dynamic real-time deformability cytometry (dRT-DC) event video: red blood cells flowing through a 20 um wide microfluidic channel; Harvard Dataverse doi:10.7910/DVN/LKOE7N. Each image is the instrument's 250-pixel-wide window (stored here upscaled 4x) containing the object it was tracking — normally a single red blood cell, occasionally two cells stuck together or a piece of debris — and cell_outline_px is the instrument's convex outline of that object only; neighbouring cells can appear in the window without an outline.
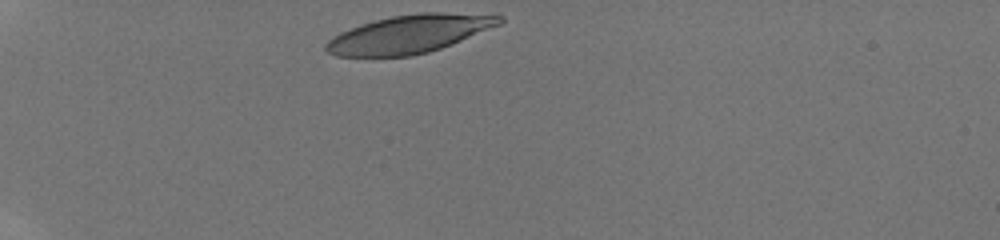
{"species": "human", "species_latin": "Homo sapiens", "temperature_condition": "room temperature", "stored_images_in_passage": 19, "camera_frame_rate_fps": 3000, "um_per_image_px": 0.085, "donor": {"sex": "male"}, "frame": {"image": 1, "passage_image": 1, "time_ms": 0.0, "image_size_px": [1000, 240], "cell_outline_px": [[504, 20], [500, 24], [440, 48], [428, 52], [412, 56], [336, 56], [328, 52], [324, 48], [324, 44], [332, 36], [340, 32], [360, 24], [392, 16], [420, 12], [440, 12], [504, 16]], "centroid_in_image_um": [34.73, 2.89], "position_along_channel_um": 50.3, "area_um2": 38.15}}
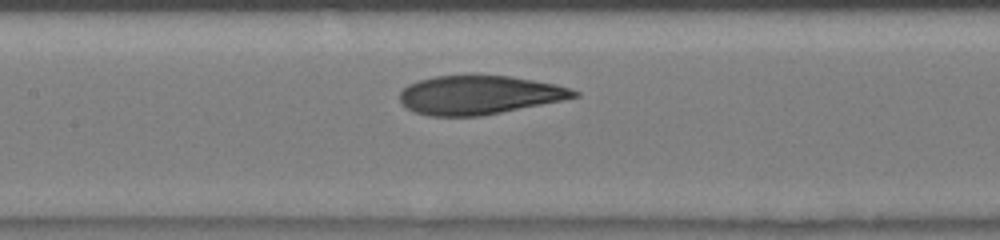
{"frame": {"image": 2, "passage_image": 9, "time_ms": 4.0, "image_size_px": [1000, 240], "cell_outline_px": [[580, 96], [480, 116], [432, 116], [416, 112], [408, 108], [400, 100], [400, 92], [408, 84], [420, 80], [436, 76], [512, 76], [556, 84], [580, 92]], "centroid_in_image_um": [40.72, 8.07], "position_along_channel_um": 166.7, "area_um2": 38.73}}
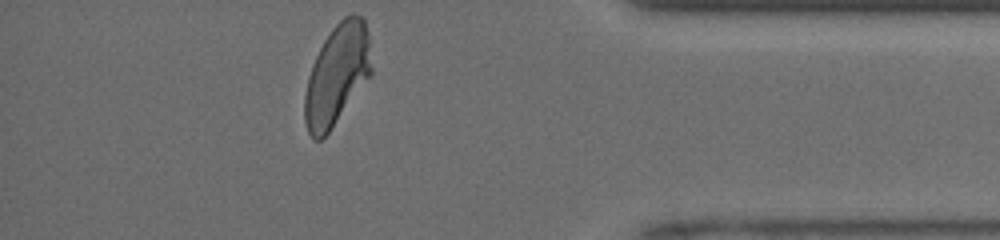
{"frame": {"image": 3, "passage_image": 19, "time_ms": 10.333, "image_size_px": [1000, 240], "cell_outline_px": [[372, 76], [328, 132], [320, 140], [312, 140], [308, 132], [304, 120], [304, 96], [308, 76], [312, 64], [324, 40], [332, 28], [344, 16], [352, 12], [364, 16], [368, 32], [372, 68]], "centroid_in_image_um": [28.66, 6.33], "position_along_channel_um": 406.5, "area_um2": 39.54}, "authors_computed_cell_mechanics": {"area_um2": 40.0554, "velocity_mm_per_s": 4.1092, "shape_relaxation_time_tau1_ms": 3.1811, "shape_relaxation_time_tau2_ms": 0.9071, "deformation_change_tau1": 0.1533, "deformation_change_tau2": 0.0542}}